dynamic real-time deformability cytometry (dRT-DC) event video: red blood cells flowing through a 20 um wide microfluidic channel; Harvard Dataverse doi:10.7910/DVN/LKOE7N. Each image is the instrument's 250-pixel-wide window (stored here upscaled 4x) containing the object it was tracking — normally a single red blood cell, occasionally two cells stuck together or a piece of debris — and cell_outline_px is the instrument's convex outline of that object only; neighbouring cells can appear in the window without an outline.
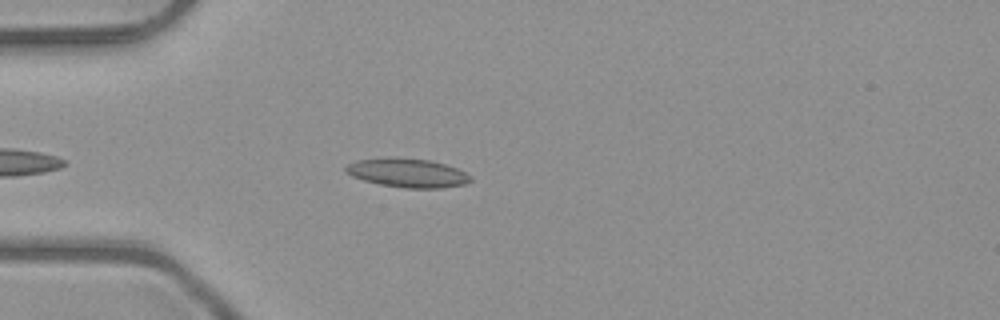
{"species": "common noctule bat (a hibernating species)", "species_latin": "Nyctalus noctula", "temperature_condition": "room temperature", "stored_images_in_passage": 37, "camera_frame_rate_fps": 3000, "um_per_image_px": 0.085, "animal": {"sex": "male", "body_mass_g": 23.1, "forearm_length_mm": 52.7}, "frame": {"image": 1, "passage_image": 6, "time_ms": 1.667, "image_size_px": [1000, 320], "cell_outline_px": [[472, 180], [464, 184], [440, 188], [404, 188], [380, 184], [364, 180], [352, 176], [344, 172], [344, 168], [348, 164], [356, 160], [384, 156], [392, 156], [432, 160], [456, 168], [472, 176]], "centroid_in_image_um": [34.59, 14.67], "position_along_channel_um": 50.4, "area_um2": 21.33}}
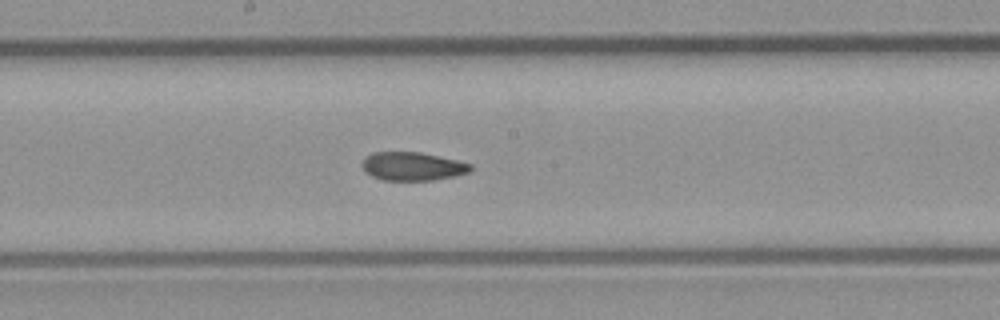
{"frame": {"image": 2, "passage_image": 19, "time_ms": 6.0, "image_size_px": [1000, 320], "cell_outline_px": [[472, 168], [468, 172], [452, 176], [432, 180], [380, 180], [372, 176], [364, 168], [364, 160], [372, 152], [420, 152], [456, 160], [472, 164]], "centroid_in_image_um": [35.08, 14.13], "position_along_channel_um": 213.1, "area_um2": 17.57}}
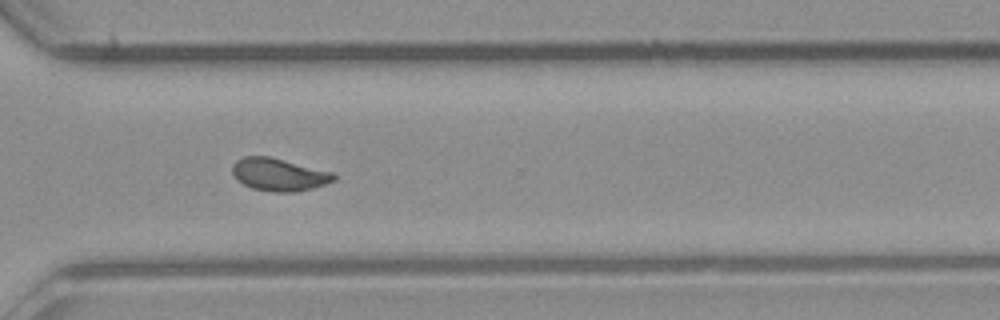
{"frame": {"image": 3, "passage_image": 29, "time_ms": 9.333, "image_size_px": [1000, 320], "cell_outline_px": [[336, 180], [312, 188], [296, 192], [272, 192], [252, 188], [236, 180], [232, 172], [232, 164], [236, 160], [244, 156], [268, 156], [332, 172], [336, 176]], "centroid_in_image_um": [23.67, 14.84], "position_along_channel_um": 346.9, "area_um2": 19.25}, "authors_computed_cell_mechanics": {"area_um2": 18.9584, "velocity_mm_per_s": 4.0258, "shape_relaxation_time_tau1_ms": null, "shape_relaxation_time_tau2_ms": 1.3622, "deformation_change_tau1": null, "deformation_change_tau2": 0.0703}}